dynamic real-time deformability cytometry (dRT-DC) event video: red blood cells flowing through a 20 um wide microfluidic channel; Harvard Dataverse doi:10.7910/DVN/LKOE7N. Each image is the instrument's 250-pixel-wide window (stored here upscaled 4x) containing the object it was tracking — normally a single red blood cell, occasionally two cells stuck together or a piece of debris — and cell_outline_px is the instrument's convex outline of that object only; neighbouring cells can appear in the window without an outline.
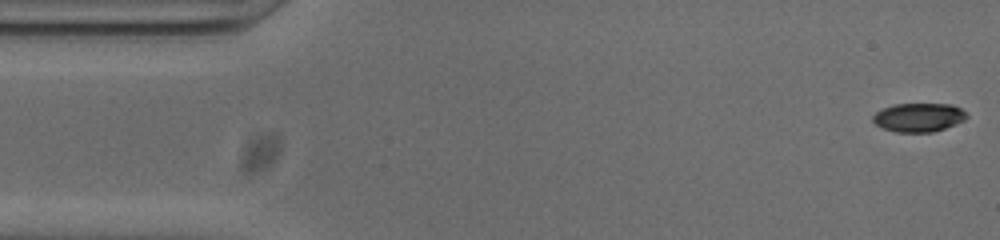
{"species": "common noctule bat (a hibernating species)", "species_latin": "Nyctalus noctula", "temperature_condition": "cold", "stored_images_in_passage": 52, "camera_frame_rate_fps": 3000, "um_per_image_px": 0.085, "animal": {"sex": "male", "body_mass_g": 20.0, "forearm_length_mm": 53.3}, "frame": {"image": 1, "passage_image": 1, "time_ms": 0.0, "image_size_px": [1000, 240], "cell_outline_px": [[968, 116], [964, 120], [956, 124], [932, 132], [896, 132], [884, 128], [876, 124], [872, 120], [872, 116], [880, 108], [892, 104], [952, 104], [960, 108]], "centroid_in_image_um": [78.06, 9.97], "position_along_channel_um": 6.9, "area_um2": 15.72}}
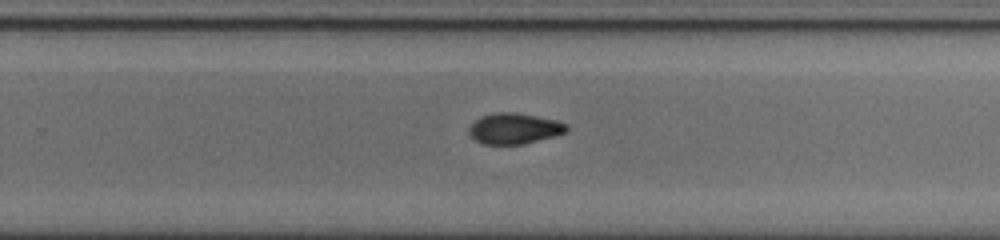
{"frame": {"image": 2, "passage_image": 32, "time_ms": 10.333, "image_size_px": [1000, 240], "cell_outline_px": [[568, 132], [556, 136], [524, 144], [484, 144], [476, 140], [468, 132], [468, 128], [480, 116], [496, 112], [516, 112], [556, 120], [568, 124]], "centroid_in_image_um": [43.75, 10.92], "position_along_channel_um": 286.0, "area_um2": 17.63}}
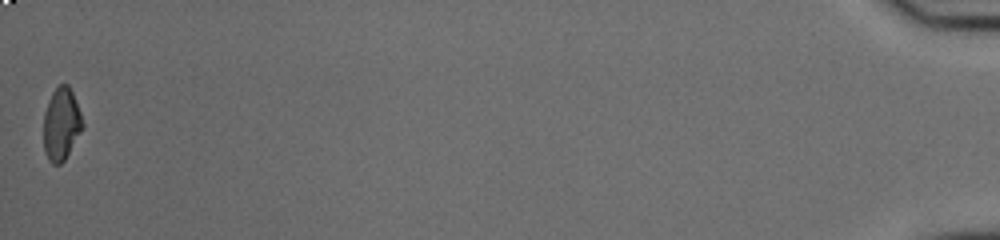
{"frame": {"image": 3, "passage_image": 52, "time_ms": 17.0, "image_size_px": [1000, 240], "cell_outline_px": [[84, 124], [80, 132], [64, 160], [60, 164], [52, 164], [48, 160], [44, 152], [44, 112], [48, 100], [52, 92], [60, 84], [68, 84], [72, 92], [80, 112]], "centroid_in_image_um": [5.19, 10.54], "position_along_channel_um": 430.0, "area_um2": 16.3}, "authors_computed_cell_mechanics": {"area_um2": 17.34, "velocity_mm_per_s": 3.8292, "shape_relaxation_time_tau1_ms": 9.3308, "shape_relaxation_time_tau2_ms": 9.6656, "deformation_change_tau1": 0.2245, "deformation_change_tau2": 0.1255}}